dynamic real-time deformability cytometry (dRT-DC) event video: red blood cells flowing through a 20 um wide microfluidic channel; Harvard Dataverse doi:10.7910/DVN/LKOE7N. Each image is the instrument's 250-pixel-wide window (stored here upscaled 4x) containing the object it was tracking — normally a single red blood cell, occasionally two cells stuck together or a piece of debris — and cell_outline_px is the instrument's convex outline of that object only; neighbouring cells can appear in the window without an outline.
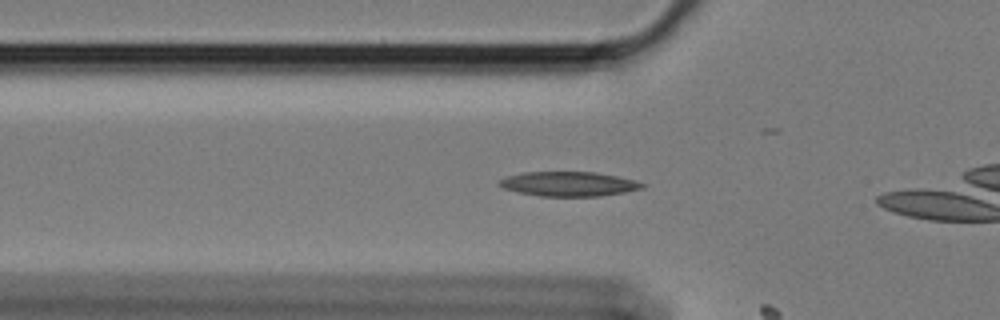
{"species": "Egyptian fruit bat (a non-hibernating species)", "species_latin": "Rousettus aegyptiacus", "temperature_condition": "cold", "stored_images_in_passage": 8, "camera_frame_rate_fps": 3000, "um_per_image_px": 0.085, "animal": {"sex": "female"}, "frame": {"image": 1, "passage_image": 6, "time_ms": 1.667, "image_size_px": [1000, 320], "cell_outline_px": [[648, 184], [644, 188], [624, 192], [600, 196], [540, 196], [520, 192], [504, 188], [496, 184], [500, 180], [508, 176], [524, 172], [596, 172], [636, 180]], "centroid_in_image_um": [48.39, 15.63], "position_along_channel_um": 77.4, "area_um2": 20.4}}